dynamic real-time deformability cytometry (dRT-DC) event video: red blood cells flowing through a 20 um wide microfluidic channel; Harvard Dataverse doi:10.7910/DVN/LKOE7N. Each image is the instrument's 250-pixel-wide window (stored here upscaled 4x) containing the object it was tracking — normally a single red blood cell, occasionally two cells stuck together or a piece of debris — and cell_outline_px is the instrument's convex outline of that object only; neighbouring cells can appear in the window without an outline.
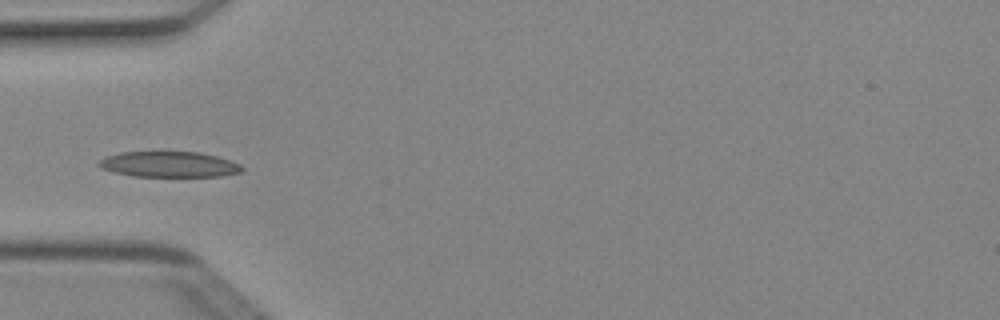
{"species": "Egyptian fruit bat (a non-hibernating species)", "species_latin": "Rousettus aegyptiacus", "temperature_condition": "cold", "stored_images_in_passage": 4, "camera_frame_rate_fps": 3000, "um_per_image_px": 0.085, "animal": {"sex": "female"}, "frame": {"image": 1, "passage_image": 4, "time_ms": 1.0, "image_size_px": [1000, 320], "cell_outline_px": [[244, 172], [220, 176], [132, 176], [112, 172], [100, 168], [96, 164], [104, 156], [120, 152], [200, 152], [216, 156], [240, 164], [244, 168]], "centroid_in_image_um": [14.34, 13.97], "position_along_channel_um": 70.7, "area_um2": 21.5}}